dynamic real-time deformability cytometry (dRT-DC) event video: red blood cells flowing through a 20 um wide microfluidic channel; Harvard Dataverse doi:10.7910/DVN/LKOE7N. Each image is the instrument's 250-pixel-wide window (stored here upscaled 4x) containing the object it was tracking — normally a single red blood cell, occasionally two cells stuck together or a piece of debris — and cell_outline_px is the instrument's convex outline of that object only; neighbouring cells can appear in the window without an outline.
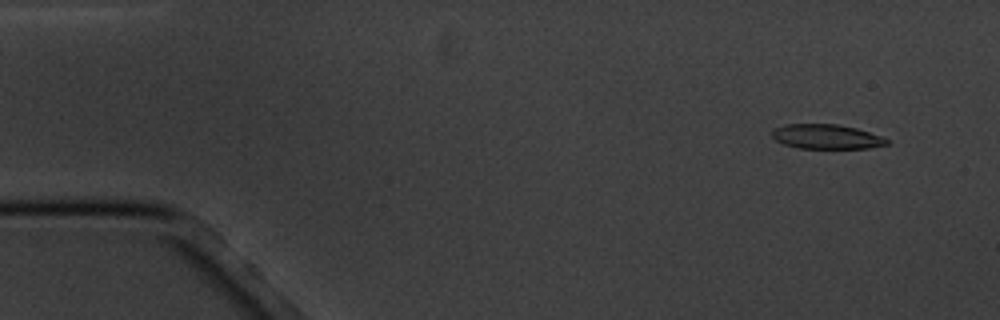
{"species": "common noctule bat (a hibernating species)", "species_latin": "Nyctalus noctula", "temperature_condition": "cold", "stored_images_in_passage": 6, "camera_frame_rate_fps": 3000, "um_per_image_px": 0.085, "animal": {"sex": "male", "body_mass_g": 20.1, "forearm_length_mm": 53.5}, "frame": {"image": 1, "passage_image": 2, "time_ms": 1.333, "image_size_px": [1000, 320], "cell_outline_px": [[888, 144], [868, 148], [796, 148], [784, 144], [776, 140], [772, 136], [772, 128], [784, 124], [840, 124], [856, 128], [880, 136], [888, 140]], "centroid_in_image_um": [70.19, 11.61], "position_along_channel_um": 14.8, "area_um2": 16.42}}
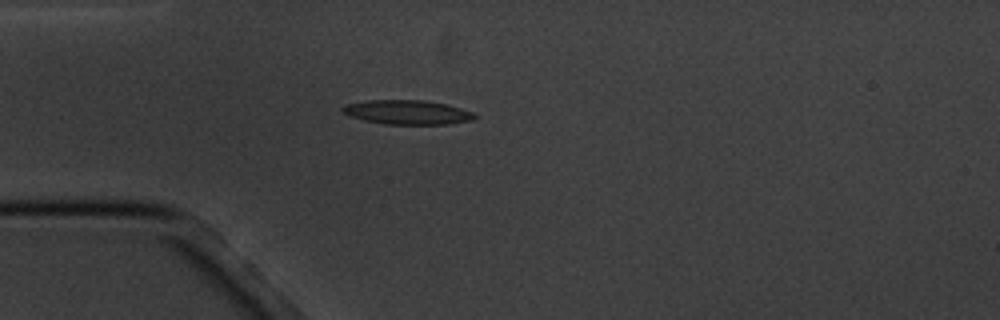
{"frame": {"image": 2, "passage_image": 5, "time_ms": 5.0, "image_size_px": [1000, 320], "cell_outline_px": [[476, 116], [472, 120], [448, 124], [384, 124], [364, 120], [352, 116], [344, 112], [340, 108], [344, 104], [368, 100], [420, 100], [444, 104], [460, 108], [472, 112]], "centroid_in_image_um": [34.59, 9.54], "position_along_channel_um": 50.4, "area_um2": 18.44}}